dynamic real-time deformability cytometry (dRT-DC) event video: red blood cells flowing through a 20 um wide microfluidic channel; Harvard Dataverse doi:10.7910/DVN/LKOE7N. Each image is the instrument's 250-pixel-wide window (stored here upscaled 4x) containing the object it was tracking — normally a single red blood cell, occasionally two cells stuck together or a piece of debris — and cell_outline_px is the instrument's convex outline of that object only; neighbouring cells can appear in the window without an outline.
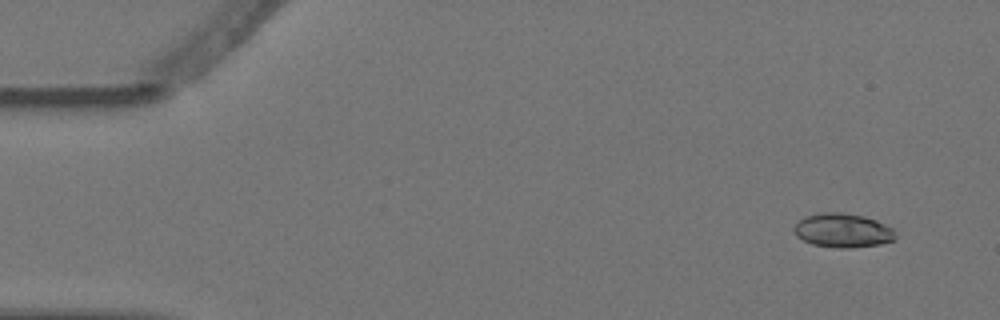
{"species": "Egyptian fruit bat (a non-hibernating species)", "species_latin": "Rousettus aegyptiacus", "temperature_condition": "warm", "stored_images_in_passage": 9, "camera_frame_rate_fps": 3000, "um_per_image_px": 0.085, "animal": {"sex": "female"}, "frame": {"image": 1, "passage_image": 1, "time_ms": 0.0, "image_size_px": [1000, 320], "cell_outline_px": [[896, 240], [880, 244], [852, 248], [840, 248], [812, 244], [796, 236], [792, 228], [804, 216], [824, 212], [840, 212], [864, 216], [876, 220], [892, 228], [896, 232]], "centroid_in_image_um": [71.65, 19.59], "position_along_channel_um": 13.4, "area_um2": 20.23}}
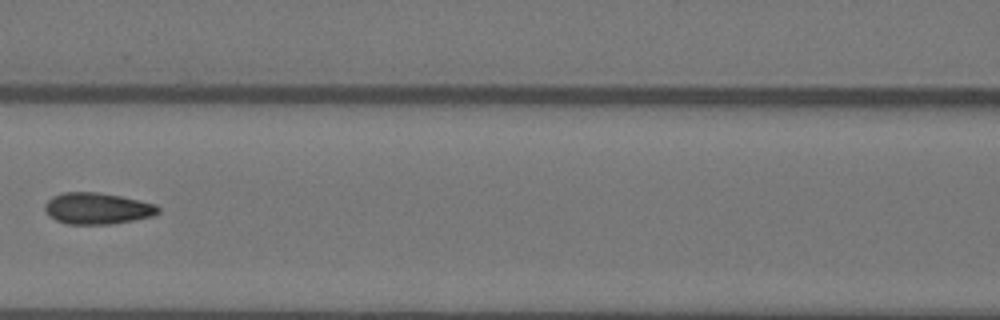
{"frame": {"image": 2, "passage_image": 6, "time_ms": 1.667, "image_size_px": [1000, 320], "cell_outline_px": [[160, 212], [152, 216], [136, 220], [112, 224], [64, 224], [48, 216], [44, 208], [44, 204], [52, 196], [64, 192], [96, 192], [120, 196], [156, 204], [160, 208]], "centroid_in_image_um": [8.25, 17.72], "position_along_channel_um": 158.3, "area_um2": 20.92}}
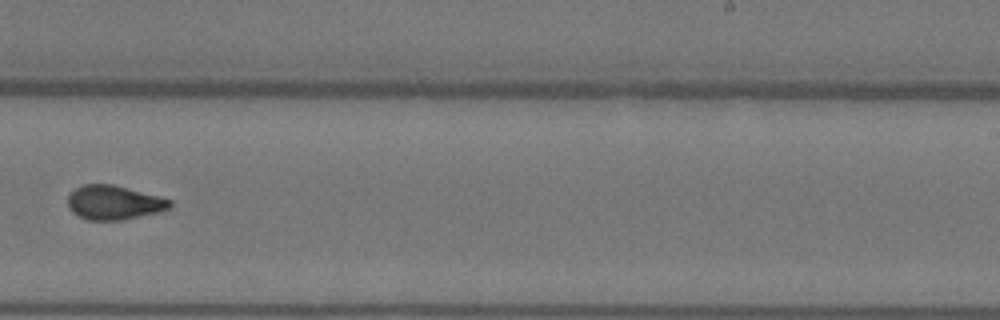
{"frame": {"image": 3, "passage_image": 9, "time_ms": 2.667, "image_size_px": [1000, 320], "cell_outline_px": [[172, 208], [160, 212], [124, 220], [88, 220], [72, 212], [68, 208], [68, 192], [84, 184], [112, 184], [172, 200]], "centroid_in_image_um": [9.68, 17.22], "position_along_channel_um": 279.3, "area_um2": 20.46}}